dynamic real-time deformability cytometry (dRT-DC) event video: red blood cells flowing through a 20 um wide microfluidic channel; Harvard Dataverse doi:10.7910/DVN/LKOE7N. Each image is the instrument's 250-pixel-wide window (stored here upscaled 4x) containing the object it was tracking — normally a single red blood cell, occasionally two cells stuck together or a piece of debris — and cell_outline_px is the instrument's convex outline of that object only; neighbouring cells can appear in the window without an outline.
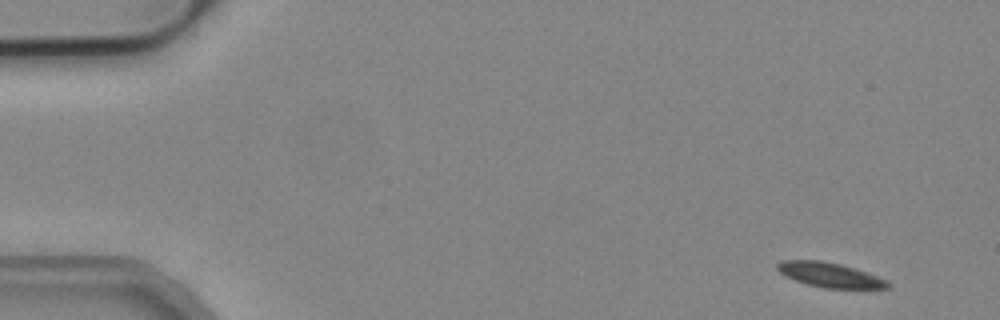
{"species": "common noctule bat (a hibernating species)", "species_latin": "Nyctalus noctula", "temperature_condition": "cold", "stored_images_in_passage": 5, "camera_frame_rate_fps": 3000, "um_per_image_px": 0.085, "animal": {"sex": "male", "body_mass_g": 19.2, "forearm_length_mm": 51.8}, "frame": {"image": 1, "passage_image": 1, "time_ms": 0.0, "image_size_px": [1000, 320], "cell_outline_px": [[892, 288], [824, 288], [808, 284], [784, 276], [776, 268], [776, 264], [780, 260], [820, 260], [840, 264], [888, 280], [892, 284]], "centroid_in_image_um": [70.52, 23.37], "position_along_channel_um": 14.5, "area_um2": 15.78}}
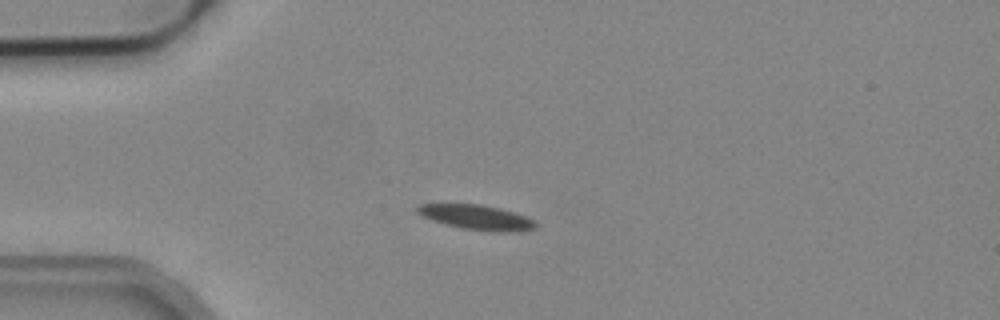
{"frame": {"image": 2, "passage_image": 4, "time_ms": 1.0, "image_size_px": [1000, 320], "cell_outline_px": [[536, 228], [520, 232], [500, 232], [464, 228], [444, 224], [432, 220], [416, 212], [416, 208], [420, 204], [480, 204], [500, 208], [524, 216], [532, 220], [536, 224]], "centroid_in_image_um": [40.52, 18.47], "position_along_channel_um": 44.5, "area_um2": 16.88}}